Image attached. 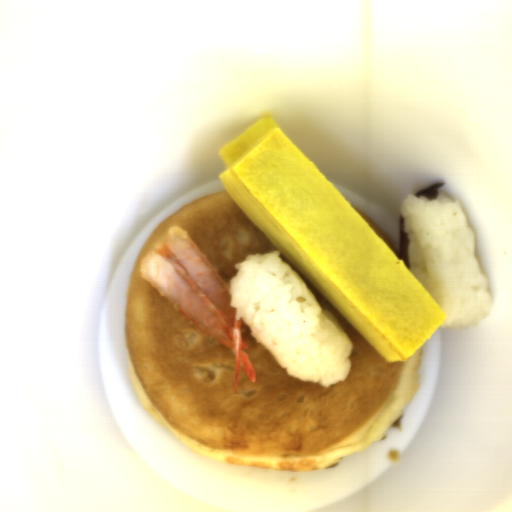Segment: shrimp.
Instances as JSON below:
<instances>
[{"label":"shrimp","mask_w":512,"mask_h":512,"mask_svg":"<svg viewBox=\"0 0 512 512\" xmlns=\"http://www.w3.org/2000/svg\"><path fill=\"white\" fill-rule=\"evenodd\" d=\"M144 281L164 296L199 330L229 348L235 357L234 392L240 368L254 384L257 377L242 332V317L231 307L228 284L186 231L173 226L141 259Z\"/></svg>","instance_id":"1"}]
</instances>
